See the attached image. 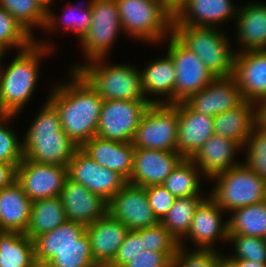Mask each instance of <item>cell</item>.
I'll return each mask as SVG.
<instances>
[{
    "label": "cell",
    "mask_w": 266,
    "mask_h": 267,
    "mask_svg": "<svg viewBox=\"0 0 266 267\" xmlns=\"http://www.w3.org/2000/svg\"><path fill=\"white\" fill-rule=\"evenodd\" d=\"M67 178L66 166L36 163L25 158L16 170V181L32 202L60 196Z\"/></svg>",
    "instance_id": "12"
},
{
    "label": "cell",
    "mask_w": 266,
    "mask_h": 267,
    "mask_svg": "<svg viewBox=\"0 0 266 267\" xmlns=\"http://www.w3.org/2000/svg\"><path fill=\"white\" fill-rule=\"evenodd\" d=\"M143 250L166 253L171 259L179 248L178 241L159 222L154 226L141 228Z\"/></svg>",
    "instance_id": "39"
},
{
    "label": "cell",
    "mask_w": 266,
    "mask_h": 267,
    "mask_svg": "<svg viewBox=\"0 0 266 267\" xmlns=\"http://www.w3.org/2000/svg\"><path fill=\"white\" fill-rule=\"evenodd\" d=\"M157 58L142 69V88L150 103H174L176 69L172 57ZM160 97L152 98L151 96ZM150 96V97H149Z\"/></svg>",
    "instance_id": "28"
},
{
    "label": "cell",
    "mask_w": 266,
    "mask_h": 267,
    "mask_svg": "<svg viewBox=\"0 0 266 267\" xmlns=\"http://www.w3.org/2000/svg\"><path fill=\"white\" fill-rule=\"evenodd\" d=\"M46 42L35 39L30 46L17 52L8 65L0 63V93L11 114L18 115L33 95L39 81L40 61L54 51V44Z\"/></svg>",
    "instance_id": "3"
},
{
    "label": "cell",
    "mask_w": 266,
    "mask_h": 267,
    "mask_svg": "<svg viewBox=\"0 0 266 267\" xmlns=\"http://www.w3.org/2000/svg\"><path fill=\"white\" fill-rule=\"evenodd\" d=\"M33 242L38 267H44L61 248L90 246L86 227L73 221L37 236Z\"/></svg>",
    "instance_id": "25"
},
{
    "label": "cell",
    "mask_w": 266,
    "mask_h": 267,
    "mask_svg": "<svg viewBox=\"0 0 266 267\" xmlns=\"http://www.w3.org/2000/svg\"><path fill=\"white\" fill-rule=\"evenodd\" d=\"M240 267H266V263L239 260Z\"/></svg>",
    "instance_id": "49"
},
{
    "label": "cell",
    "mask_w": 266,
    "mask_h": 267,
    "mask_svg": "<svg viewBox=\"0 0 266 267\" xmlns=\"http://www.w3.org/2000/svg\"><path fill=\"white\" fill-rule=\"evenodd\" d=\"M16 117L18 115L12 114L0 121V162L17 167L23 160L24 155L23 141L17 137L18 135L12 129H9V123Z\"/></svg>",
    "instance_id": "41"
},
{
    "label": "cell",
    "mask_w": 266,
    "mask_h": 267,
    "mask_svg": "<svg viewBox=\"0 0 266 267\" xmlns=\"http://www.w3.org/2000/svg\"><path fill=\"white\" fill-rule=\"evenodd\" d=\"M5 54H6V52H5L2 48H0V63H1V61L5 58V57H4Z\"/></svg>",
    "instance_id": "53"
},
{
    "label": "cell",
    "mask_w": 266,
    "mask_h": 267,
    "mask_svg": "<svg viewBox=\"0 0 266 267\" xmlns=\"http://www.w3.org/2000/svg\"><path fill=\"white\" fill-rule=\"evenodd\" d=\"M150 104L141 100H103L96 135L111 141L132 142Z\"/></svg>",
    "instance_id": "10"
},
{
    "label": "cell",
    "mask_w": 266,
    "mask_h": 267,
    "mask_svg": "<svg viewBox=\"0 0 266 267\" xmlns=\"http://www.w3.org/2000/svg\"><path fill=\"white\" fill-rule=\"evenodd\" d=\"M0 267H38L33 240L25 233L1 231Z\"/></svg>",
    "instance_id": "31"
},
{
    "label": "cell",
    "mask_w": 266,
    "mask_h": 267,
    "mask_svg": "<svg viewBox=\"0 0 266 267\" xmlns=\"http://www.w3.org/2000/svg\"><path fill=\"white\" fill-rule=\"evenodd\" d=\"M167 51L175 64L174 103L184 102L211 83L216 76L205 67L199 56L184 46L173 34L169 35Z\"/></svg>",
    "instance_id": "11"
},
{
    "label": "cell",
    "mask_w": 266,
    "mask_h": 267,
    "mask_svg": "<svg viewBox=\"0 0 266 267\" xmlns=\"http://www.w3.org/2000/svg\"><path fill=\"white\" fill-rule=\"evenodd\" d=\"M142 247L141 229L129 230L118 249L116 257L108 267H122L139 252L143 251Z\"/></svg>",
    "instance_id": "45"
},
{
    "label": "cell",
    "mask_w": 266,
    "mask_h": 267,
    "mask_svg": "<svg viewBox=\"0 0 266 267\" xmlns=\"http://www.w3.org/2000/svg\"><path fill=\"white\" fill-rule=\"evenodd\" d=\"M205 197L176 198L172 208L167 212L160 223L178 241L179 247H186L187 232L190 229L195 211Z\"/></svg>",
    "instance_id": "34"
},
{
    "label": "cell",
    "mask_w": 266,
    "mask_h": 267,
    "mask_svg": "<svg viewBox=\"0 0 266 267\" xmlns=\"http://www.w3.org/2000/svg\"><path fill=\"white\" fill-rule=\"evenodd\" d=\"M32 201L15 180L0 190V231L26 233Z\"/></svg>",
    "instance_id": "29"
},
{
    "label": "cell",
    "mask_w": 266,
    "mask_h": 267,
    "mask_svg": "<svg viewBox=\"0 0 266 267\" xmlns=\"http://www.w3.org/2000/svg\"><path fill=\"white\" fill-rule=\"evenodd\" d=\"M227 242L234 247L235 253L230 256L231 258L266 263L265 238L245 235H228Z\"/></svg>",
    "instance_id": "40"
},
{
    "label": "cell",
    "mask_w": 266,
    "mask_h": 267,
    "mask_svg": "<svg viewBox=\"0 0 266 267\" xmlns=\"http://www.w3.org/2000/svg\"><path fill=\"white\" fill-rule=\"evenodd\" d=\"M12 115L4 106L0 93V121Z\"/></svg>",
    "instance_id": "50"
},
{
    "label": "cell",
    "mask_w": 266,
    "mask_h": 267,
    "mask_svg": "<svg viewBox=\"0 0 266 267\" xmlns=\"http://www.w3.org/2000/svg\"><path fill=\"white\" fill-rule=\"evenodd\" d=\"M240 150H243V147L238 142L213 134L202 144L191 160L202 172L204 178L212 179L240 164L241 161H234L237 157L235 155Z\"/></svg>",
    "instance_id": "23"
},
{
    "label": "cell",
    "mask_w": 266,
    "mask_h": 267,
    "mask_svg": "<svg viewBox=\"0 0 266 267\" xmlns=\"http://www.w3.org/2000/svg\"><path fill=\"white\" fill-rule=\"evenodd\" d=\"M80 149L97 164L117 172L128 181L132 173L135 153L132 142L111 141L95 135Z\"/></svg>",
    "instance_id": "24"
},
{
    "label": "cell",
    "mask_w": 266,
    "mask_h": 267,
    "mask_svg": "<svg viewBox=\"0 0 266 267\" xmlns=\"http://www.w3.org/2000/svg\"><path fill=\"white\" fill-rule=\"evenodd\" d=\"M68 178L107 202L127 183L117 172L97 164L78 148L67 165Z\"/></svg>",
    "instance_id": "13"
},
{
    "label": "cell",
    "mask_w": 266,
    "mask_h": 267,
    "mask_svg": "<svg viewBox=\"0 0 266 267\" xmlns=\"http://www.w3.org/2000/svg\"><path fill=\"white\" fill-rule=\"evenodd\" d=\"M236 8L231 0H178L173 6V24L220 28L228 19L236 20Z\"/></svg>",
    "instance_id": "16"
},
{
    "label": "cell",
    "mask_w": 266,
    "mask_h": 267,
    "mask_svg": "<svg viewBox=\"0 0 266 267\" xmlns=\"http://www.w3.org/2000/svg\"><path fill=\"white\" fill-rule=\"evenodd\" d=\"M144 188L150 207L156 218L161 221L172 208L176 197L162 185H153Z\"/></svg>",
    "instance_id": "44"
},
{
    "label": "cell",
    "mask_w": 266,
    "mask_h": 267,
    "mask_svg": "<svg viewBox=\"0 0 266 267\" xmlns=\"http://www.w3.org/2000/svg\"><path fill=\"white\" fill-rule=\"evenodd\" d=\"M258 111H266V97L263 101L258 105Z\"/></svg>",
    "instance_id": "52"
},
{
    "label": "cell",
    "mask_w": 266,
    "mask_h": 267,
    "mask_svg": "<svg viewBox=\"0 0 266 267\" xmlns=\"http://www.w3.org/2000/svg\"><path fill=\"white\" fill-rule=\"evenodd\" d=\"M106 58H97L71 66L96 90L103 100L148 101L142 88L141 71L130 64H107Z\"/></svg>",
    "instance_id": "5"
},
{
    "label": "cell",
    "mask_w": 266,
    "mask_h": 267,
    "mask_svg": "<svg viewBox=\"0 0 266 267\" xmlns=\"http://www.w3.org/2000/svg\"><path fill=\"white\" fill-rule=\"evenodd\" d=\"M86 6L82 9V5L72 6L71 3H69L66 7L67 12H64V14H61L62 17L60 19L59 16L56 17V13H54L51 8L50 4L47 5V14H46V23L44 25V29L47 32H54L55 29L57 31V28L59 29L60 25L62 24V28H64L65 32H72L76 34V37L80 40L84 37V35L87 33V31L90 29L91 21H92V13H91V6H90V0H88ZM80 10L75 14L74 12ZM82 11V12H81ZM61 20V21H60Z\"/></svg>",
    "instance_id": "35"
},
{
    "label": "cell",
    "mask_w": 266,
    "mask_h": 267,
    "mask_svg": "<svg viewBox=\"0 0 266 267\" xmlns=\"http://www.w3.org/2000/svg\"><path fill=\"white\" fill-rule=\"evenodd\" d=\"M123 34L163 43L173 29V6L166 0H116Z\"/></svg>",
    "instance_id": "4"
},
{
    "label": "cell",
    "mask_w": 266,
    "mask_h": 267,
    "mask_svg": "<svg viewBox=\"0 0 266 267\" xmlns=\"http://www.w3.org/2000/svg\"><path fill=\"white\" fill-rule=\"evenodd\" d=\"M178 131L176 151L191 159L202 144L214 134V117L191 110L184 102H177Z\"/></svg>",
    "instance_id": "22"
},
{
    "label": "cell",
    "mask_w": 266,
    "mask_h": 267,
    "mask_svg": "<svg viewBox=\"0 0 266 267\" xmlns=\"http://www.w3.org/2000/svg\"><path fill=\"white\" fill-rule=\"evenodd\" d=\"M244 101L233 76L216 77L197 93L190 95L184 103L193 111L209 116L238 107Z\"/></svg>",
    "instance_id": "17"
},
{
    "label": "cell",
    "mask_w": 266,
    "mask_h": 267,
    "mask_svg": "<svg viewBox=\"0 0 266 267\" xmlns=\"http://www.w3.org/2000/svg\"><path fill=\"white\" fill-rule=\"evenodd\" d=\"M67 221L61 198L50 197L32 202L26 235L34 240L37 236L56 229Z\"/></svg>",
    "instance_id": "30"
},
{
    "label": "cell",
    "mask_w": 266,
    "mask_h": 267,
    "mask_svg": "<svg viewBox=\"0 0 266 267\" xmlns=\"http://www.w3.org/2000/svg\"><path fill=\"white\" fill-rule=\"evenodd\" d=\"M178 0H171V5L174 6Z\"/></svg>",
    "instance_id": "55"
},
{
    "label": "cell",
    "mask_w": 266,
    "mask_h": 267,
    "mask_svg": "<svg viewBox=\"0 0 266 267\" xmlns=\"http://www.w3.org/2000/svg\"><path fill=\"white\" fill-rule=\"evenodd\" d=\"M224 213L209 195L199 204L185 236L191 243L194 242V250L218 251L215 247L217 240L228 243V220H222Z\"/></svg>",
    "instance_id": "15"
},
{
    "label": "cell",
    "mask_w": 266,
    "mask_h": 267,
    "mask_svg": "<svg viewBox=\"0 0 266 267\" xmlns=\"http://www.w3.org/2000/svg\"><path fill=\"white\" fill-rule=\"evenodd\" d=\"M232 76L243 99L259 105L266 97V50L236 51Z\"/></svg>",
    "instance_id": "19"
},
{
    "label": "cell",
    "mask_w": 266,
    "mask_h": 267,
    "mask_svg": "<svg viewBox=\"0 0 266 267\" xmlns=\"http://www.w3.org/2000/svg\"><path fill=\"white\" fill-rule=\"evenodd\" d=\"M216 267H240L239 260L225 256L221 252L216 251Z\"/></svg>",
    "instance_id": "48"
},
{
    "label": "cell",
    "mask_w": 266,
    "mask_h": 267,
    "mask_svg": "<svg viewBox=\"0 0 266 267\" xmlns=\"http://www.w3.org/2000/svg\"><path fill=\"white\" fill-rule=\"evenodd\" d=\"M183 159L177 151L135 148L133 169L127 182L142 187L162 185Z\"/></svg>",
    "instance_id": "18"
},
{
    "label": "cell",
    "mask_w": 266,
    "mask_h": 267,
    "mask_svg": "<svg viewBox=\"0 0 266 267\" xmlns=\"http://www.w3.org/2000/svg\"><path fill=\"white\" fill-rule=\"evenodd\" d=\"M243 149L246 150L243 163L266 181V129L259 123L247 137Z\"/></svg>",
    "instance_id": "38"
},
{
    "label": "cell",
    "mask_w": 266,
    "mask_h": 267,
    "mask_svg": "<svg viewBox=\"0 0 266 267\" xmlns=\"http://www.w3.org/2000/svg\"><path fill=\"white\" fill-rule=\"evenodd\" d=\"M122 267H172V259L163 252L143 250Z\"/></svg>",
    "instance_id": "46"
},
{
    "label": "cell",
    "mask_w": 266,
    "mask_h": 267,
    "mask_svg": "<svg viewBox=\"0 0 266 267\" xmlns=\"http://www.w3.org/2000/svg\"><path fill=\"white\" fill-rule=\"evenodd\" d=\"M225 30L217 27H197L173 24L172 34L201 58L216 77L233 75L235 50Z\"/></svg>",
    "instance_id": "6"
},
{
    "label": "cell",
    "mask_w": 266,
    "mask_h": 267,
    "mask_svg": "<svg viewBox=\"0 0 266 267\" xmlns=\"http://www.w3.org/2000/svg\"><path fill=\"white\" fill-rule=\"evenodd\" d=\"M203 177L194 162L184 158L162 183V186L176 198L204 197L200 189Z\"/></svg>",
    "instance_id": "33"
},
{
    "label": "cell",
    "mask_w": 266,
    "mask_h": 267,
    "mask_svg": "<svg viewBox=\"0 0 266 267\" xmlns=\"http://www.w3.org/2000/svg\"><path fill=\"white\" fill-rule=\"evenodd\" d=\"M67 221L89 226L107 214L108 202L80 183L67 178L60 193Z\"/></svg>",
    "instance_id": "20"
},
{
    "label": "cell",
    "mask_w": 266,
    "mask_h": 267,
    "mask_svg": "<svg viewBox=\"0 0 266 267\" xmlns=\"http://www.w3.org/2000/svg\"><path fill=\"white\" fill-rule=\"evenodd\" d=\"M69 71L67 83L52 87L47 100L58 111L62 130L80 148L96 135L103 99L77 70Z\"/></svg>",
    "instance_id": "1"
},
{
    "label": "cell",
    "mask_w": 266,
    "mask_h": 267,
    "mask_svg": "<svg viewBox=\"0 0 266 267\" xmlns=\"http://www.w3.org/2000/svg\"><path fill=\"white\" fill-rule=\"evenodd\" d=\"M90 6L92 13L90 29L79 40L87 60L85 62L107 58L113 43L122 31L116 0H90Z\"/></svg>",
    "instance_id": "9"
},
{
    "label": "cell",
    "mask_w": 266,
    "mask_h": 267,
    "mask_svg": "<svg viewBox=\"0 0 266 267\" xmlns=\"http://www.w3.org/2000/svg\"><path fill=\"white\" fill-rule=\"evenodd\" d=\"M177 131V102L151 103L142 115L132 144L135 148L176 151Z\"/></svg>",
    "instance_id": "8"
},
{
    "label": "cell",
    "mask_w": 266,
    "mask_h": 267,
    "mask_svg": "<svg viewBox=\"0 0 266 267\" xmlns=\"http://www.w3.org/2000/svg\"><path fill=\"white\" fill-rule=\"evenodd\" d=\"M129 229L108 213L86 226L94 262L99 267H108L116 257Z\"/></svg>",
    "instance_id": "21"
},
{
    "label": "cell",
    "mask_w": 266,
    "mask_h": 267,
    "mask_svg": "<svg viewBox=\"0 0 266 267\" xmlns=\"http://www.w3.org/2000/svg\"><path fill=\"white\" fill-rule=\"evenodd\" d=\"M46 5L50 4L52 6V4H54L55 0H42ZM54 1V2H53Z\"/></svg>",
    "instance_id": "54"
},
{
    "label": "cell",
    "mask_w": 266,
    "mask_h": 267,
    "mask_svg": "<svg viewBox=\"0 0 266 267\" xmlns=\"http://www.w3.org/2000/svg\"><path fill=\"white\" fill-rule=\"evenodd\" d=\"M0 6L32 37L34 27L44 29L47 5L42 0H0Z\"/></svg>",
    "instance_id": "36"
},
{
    "label": "cell",
    "mask_w": 266,
    "mask_h": 267,
    "mask_svg": "<svg viewBox=\"0 0 266 267\" xmlns=\"http://www.w3.org/2000/svg\"><path fill=\"white\" fill-rule=\"evenodd\" d=\"M44 267H99L91 246L61 248Z\"/></svg>",
    "instance_id": "42"
},
{
    "label": "cell",
    "mask_w": 266,
    "mask_h": 267,
    "mask_svg": "<svg viewBox=\"0 0 266 267\" xmlns=\"http://www.w3.org/2000/svg\"><path fill=\"white\" fill-rule=\"evenodd\" d=\"M179 247L172 267H216V250H193Z\"/></svg>",
    "instance_id": "43"
},
{
    "label": "cell",
    "mask_w": 266,
    "mask_h": 267,
    "mask_svg": "<svg viewBox=\"0 0 266 267\" xmlns=\"http://www.w3.org/2000/svg\"><path fill=\"white\" fill-rule=\"evenodd\" d=\"M36 38L32 37L4 8L0 6V48L23 50Z\"/></svg>",
    "instance_id": "37"
},
{
    "label": "cell",
    "mask_w": 266,
    "mask_h": 267,
    "mask_svg": "<svg viewBox=\"0 0 266 267\" xmlns=\"http://www.w3.org/2000/svg\"><path fill=\"white\" fill-rule=\"evenodd\" d=\"M228 235L266 238V200L231 211Z\"/></svg>",
    "instance_id": "32"
},
{
    "label": "cell",
    "mask_w": 266,
    "mask_h": 267,
    "mask_svg": "<svg viewBox=\"0 0 266 267\" xmlns=\"http://www.w3.org/2000/svg\"><path fill=\"white\" fill-rule=\"evenodd\" d=\"M23 135L24 158L36 163L66 166L79 148L62 130L60 116L48 101Z\"/></svg>",
    "instance_id": "2"
},
{
    "label": "cell",
    "mask_w": 266,
    "mask_h": 267,
    "mask_svg": "<svg viewBox=\"0 0 266 267\" xmlns=\"http://www.w3.org/2000/svg\"><path fill=\"white\" fill-rule=\"evenodd\" d=\"M237 9V51L266 50V3L249 2Z\"/></svg>",
    "instance_id": "26"
},
{
    "label": "cell",
    "mask_w": 266,
    "mask_h": 267,
    "mask_svg": "<svg viewBox=\"0 0 266 267\" xmlns=\"http://www.w3.org/2000/svg\"><path fill=\"white\" fill-rule=\"evenodd\" d=\"M258 123V105L244 100L238 107L214 116V134L238 142L244 147L247 137Z\"/></svg>",
    "instance_id": "27"
},
{
    "label": "cell",
    "mask_w": 266,
    "mask_h": 267,
    "mask_svg": "<svg viewBox=\"0 0 266 267\" xmlns=\"http://www.w3.org/2000/svg\"><path fill=\"white\" fill-rule=\"evenodd\" d=\"M259 124L266 129V111H259Z\"/></svg>",
    "instance_id": "51"
},
{
    "label": "cell",
    "mask_w": 266,
    "mask_h": 267,
    "mask_svg": "<svg viewBox=\"0 0 266 267\" xmlns=\"http://www.w3.org/2000/svg\"><path fill=\"white\" fill-rule=\"evenodd\" d=\"M17 167L0 162V190L11 185L16 180Z\"/></svg>",
    "instance_id": "47"
},
{
    "label": "cell",
    "mask_w": 266,
    "mask_h": 267,
    "mask_svg": "<svg viewBox=\"0 0 266 267\" xmlns=\"http://www.w3.org/2000/svg\"><path fill=\"white\" fill-rule=\"evenodd\" d=\"M107 213L129 230L147 228L160 222L149 205L145 188L128 182L108 201Z\"/></svg>",
    "instance_id": "14"
},
{
    "label": "cell",
    "mask_w": 266,
    "mask_h": 267,
    "mask_svg": "<svg viewBox=\"0 0 266 267\" xmlns=\"http://www.w3.org/2000/svg\"><path fill=\"white\" fill-rule=\"evenodd\" d=\"M209 196L226 213L266 200V181L243 162L216 175Z\"/></svg>",
    "instance_id": "7"
}]
</instances>
